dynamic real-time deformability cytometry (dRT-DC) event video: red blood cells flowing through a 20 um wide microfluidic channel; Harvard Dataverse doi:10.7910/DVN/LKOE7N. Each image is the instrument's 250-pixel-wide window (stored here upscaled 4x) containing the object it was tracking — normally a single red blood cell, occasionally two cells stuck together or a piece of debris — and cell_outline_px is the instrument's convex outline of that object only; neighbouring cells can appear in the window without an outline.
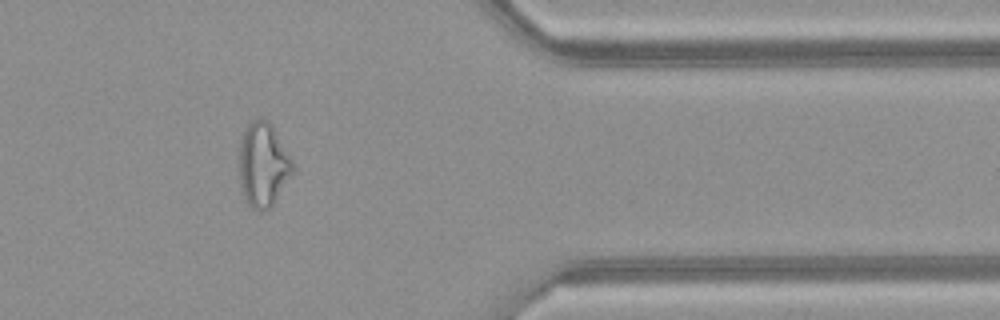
{"species": "common noctule bat (a hibernating species)", "species_latin": "Nyctalus noctula", "temperature_condition": "warm", "stored_images_in_passage": 34, "camera_frame_rate_fps": 3000, "um_per_image_px": 0.085, "animal": {"sex": "female", "body_mass_g": 21.9}, "frame": {"image": 1, "passage_image": 25, "time_ms": 8.0, "image_size_px": [1000, 320], "cell_outline_px": [[292, 172], [272, 204], [268, 208], [260, 212], [252, 208], [248, 204], [240, 192], [236, 168], [236, 148], [248, 124], [252, 120], [268, 120], [272, 124], [292, 160]], "centroid_in_image_um": [22.25, 14.0], "position_along_channel_um": 389.1, "area_um2": 26.76}}